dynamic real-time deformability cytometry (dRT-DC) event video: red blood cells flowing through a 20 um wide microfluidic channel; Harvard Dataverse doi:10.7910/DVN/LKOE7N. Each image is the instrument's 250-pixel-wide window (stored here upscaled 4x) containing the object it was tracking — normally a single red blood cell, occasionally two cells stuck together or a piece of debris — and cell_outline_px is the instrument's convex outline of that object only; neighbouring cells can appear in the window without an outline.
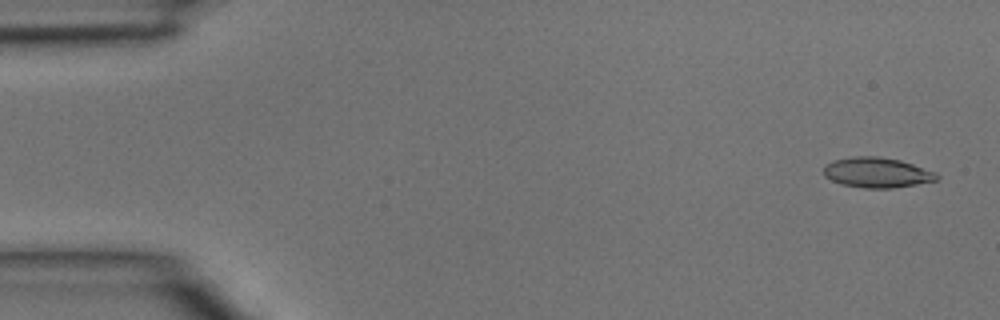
{"species": "common noctule bat (a hibernating species)", "species_latin": "Nyctalus noctula", "temperature_condition": "room temperature", "stored_images_in_passage": 5, "camera_frame_rate_fps": 3000, "um_per_image_px": 0.085, "animal": {"sex": "male", "body_mass_g": 15.6}, "frame": {"image": 1, "passage_image": 1, "time_ms": 0.0, "image_size_px": [1000, 320], "cell_outline_px": [[940, 176], [936, 180], [916, 184], [892, 188], [864, 188], [840, 184], [824, 176], [824, 168], [832, 160], [852, 156], [880, 156], [900, 160], [936, 172]], "centroid_in_image_um": [74.53, 14.66], "position_along_channel_um": 10.5, "area_um2": 19.88}}
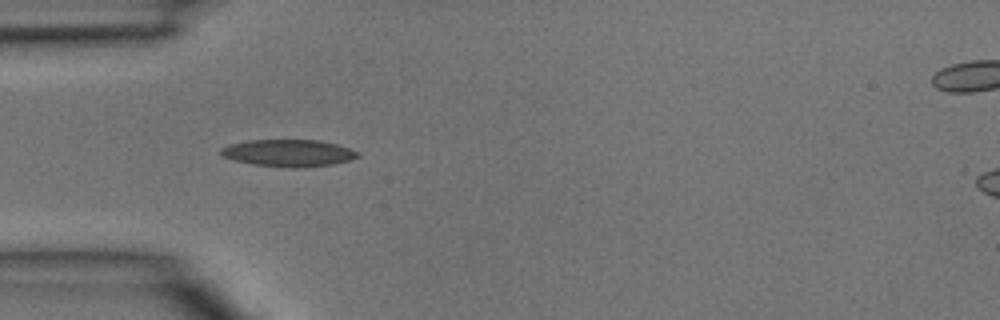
{"frame": {"image": 2, "passage_image": 4, "time_ms": 1.0, "image_size_px": [1000, 320], "cell_outline_px": [[360, 156], [348, 160], [332, 164], [296, 168], [292, 168], [256, 164], [236, 160], [224, 156], [220, 152], [220, 148], [228, 144], [248, 140], [320, 140], [336, 144], [360, 152]], "centroid_in_image_um": [24.53, 12.99], "position_along_channel_um": 60.5, "area_um2": 21.33}}